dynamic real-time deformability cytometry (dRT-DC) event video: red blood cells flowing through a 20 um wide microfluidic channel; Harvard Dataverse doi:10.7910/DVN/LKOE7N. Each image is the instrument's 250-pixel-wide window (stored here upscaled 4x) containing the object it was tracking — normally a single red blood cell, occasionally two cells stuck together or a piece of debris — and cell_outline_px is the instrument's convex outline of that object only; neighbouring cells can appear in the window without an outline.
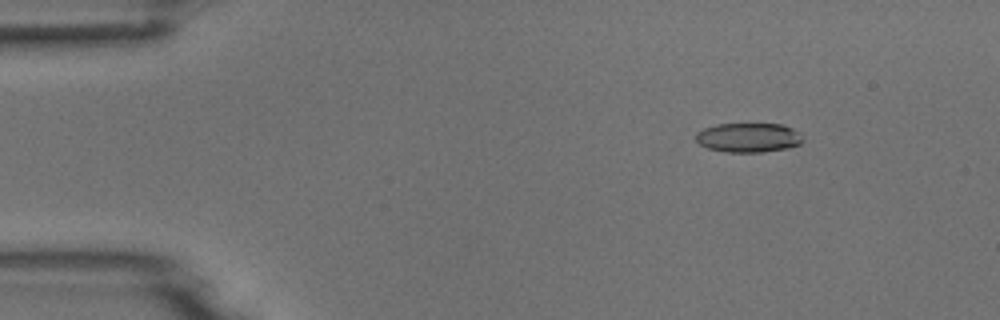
{"species": "common noctule bat (a hibernating species)", "species_latin": "Nyctalus noctula", "temperature_condition": "room temperature", "stored_images_in_passage": 8, "camera_frame_rate_fps": 3000, "um_per_image_px": 0.085, "animal": {"sex": "male", "body_mass_g": 18.8}, "frame": {"image": 1, "passage_image": 2, "time_ms": 1.0, "image_size_px": [1000, 320], "cell_outline_px": [[804, 140], [800, 144], [788, 148], [764, 152], [724, 152], [708, 148], [700, 144], [696, 140], [696, 132], [704, 128], [716, 124], [784, 124], [800, 132]], "centroid_in_image_um": [63.64, 11.69], "position_along_channel_um": 21.4, "area_um2": 18.5}}
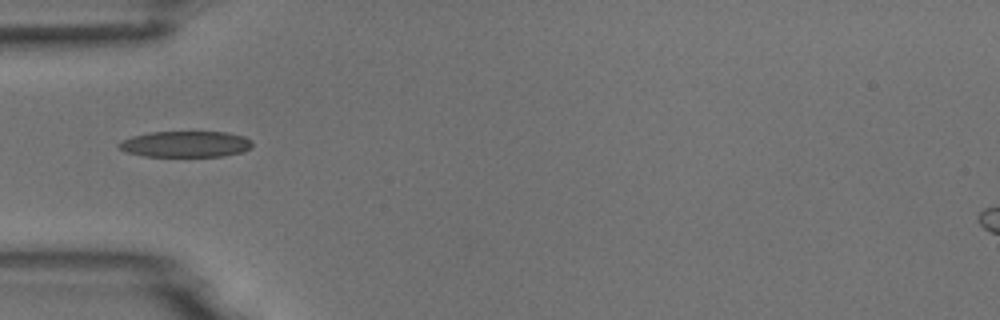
{"frame": {"image": 2, "passage_image": 5, "time_ms": 4.333, "image_size_px": [1000, 320], "cell_outline_px": [[252, 148], [244, 152], [224, 156], [144, 156], [128, 152], [120, 148], [116, 144], [132, 136], [148, 132], [224, 132], [244, 136], [252, 140]], "centroid_in_image_um": [15.82, 12.25], "position_along_channel_um": 69.2, "area_um2": 20.29}}